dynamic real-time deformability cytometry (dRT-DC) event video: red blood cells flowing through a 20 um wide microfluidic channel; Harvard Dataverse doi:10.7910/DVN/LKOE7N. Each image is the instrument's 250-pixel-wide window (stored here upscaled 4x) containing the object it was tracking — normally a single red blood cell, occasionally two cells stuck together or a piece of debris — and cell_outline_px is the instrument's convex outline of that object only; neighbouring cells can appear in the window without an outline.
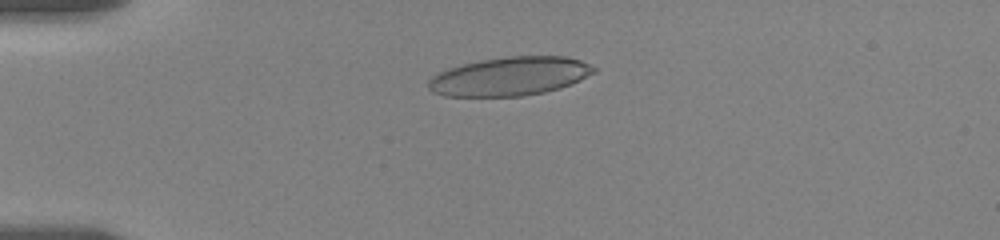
{"species": "human", "species_latin": "Homo sapiens", "temperature_condition": "room temperature", "stored_images_in_passage": 53, "camera_frame_rate_fps": 3000, "um_per_image_px": 0.085, "donor": {"sex": "female"}, "frame": {"image": 1, "passage_image": 10, "time_ms": 3.0, "image_size_px": [1000, 240], "cell_outline_px": [[596, 72], [572, 84], [560, 88], [544, 92], [520, 96], [444, 96], [432, 92], [428, 88], [428, 80], [432, 76], [448, 68], [480, 60], [512, 56], [564, 56], [580, 60], [596, 68]], "centroid_in_image_um": [43.33, 6.49], "position_along_channel_um": 41.7, "area_um2": 37.22}}
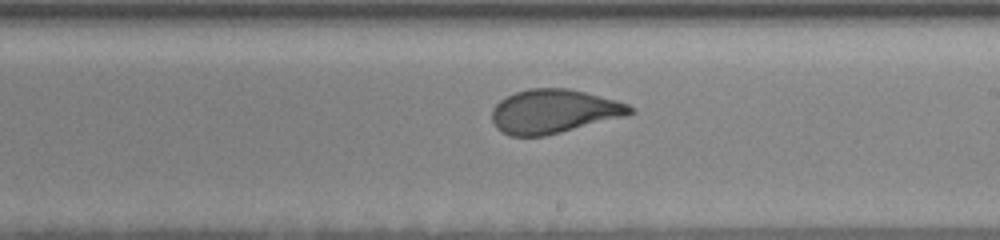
{"frame": {"image": 2, "passage_image": 30, "time_ms": 9.667, "image_size_px": [1000, 240], "cell_outline_px": [[636, 112], [624, 116], [544, 136], [512, 136], [496, 128], [492, 120], [492, 108], [500, 100], [516, 92], [528, 88], [568, 88], [616, 100], [628, 104], [636, 108]], "centroid_in_image_um": [47.07, 9.46], "position_along_channel_um": 241.9, "area_um2": 35.08}}
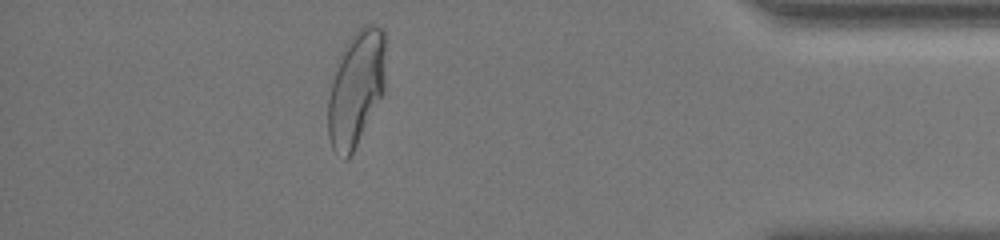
{"frame": {"image": 3, "passage_image": 47, "time_ms": 15.333, "image_size_px": [1000, 240], "cell_outline_px": [[384, 92], [352, 152], [344, 160], [332, 148], [328, 136], [328, 100], [332, 84], [336, 72], [344, 52], [352, 36], [364, 24], [376, 24], [384, 32]], "centroid_in_image_um": [30.28, 7.54], "position_along_channel_um": 404.9, "area_um2": 37.34}, "authors_computed_cell_mechanics": {"area_um2": 36.414, "velocity_mm_per_s": 3.5121, "shape_relaxation_time_tau1_ms": 8.0032, "shape_relaxation_time_tau2_ms": 0.9218, "deformation_change_tau1": 0.2332, "deformation_change_tau2": 0.0749}}